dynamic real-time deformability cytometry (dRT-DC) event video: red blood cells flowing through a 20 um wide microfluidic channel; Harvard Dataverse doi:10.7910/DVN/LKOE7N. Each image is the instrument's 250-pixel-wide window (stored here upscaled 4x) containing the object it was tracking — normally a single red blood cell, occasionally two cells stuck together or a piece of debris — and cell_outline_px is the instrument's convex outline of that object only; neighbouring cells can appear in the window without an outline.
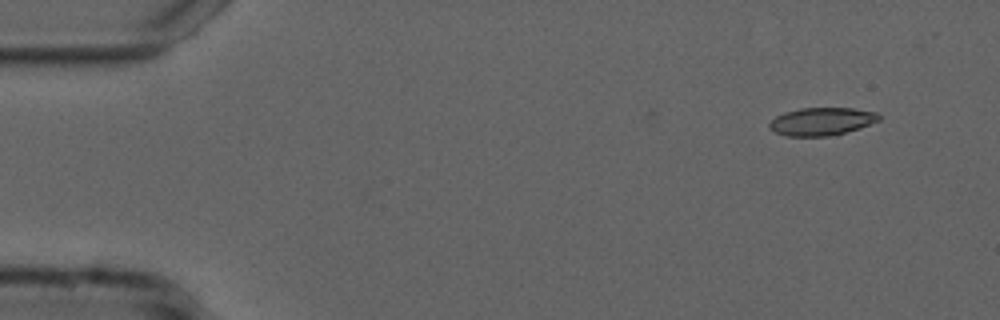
{"species": "common noctule bat (a hibernating species)", "species_latin": "Nyctalus noctula", "temperature_condition": "cold", "stored_images_in_passage": 55, "camera_frame_rate_fps": 3000, "um_per_image_px": 0.085, "animal": {"sex": "male", "forearm_length_mm": 52.5}, "frame": {"image": 1, "passage_image": 4, "time_ms": 1.0, "image_size_px": [1000, 320], "cell_outline_px": [[880, 120], [860, 128], [836, 136], [784, 136], [776, 132], [768, 124], [776, 116], [784, 112], [800, 108], [852, 108], [876, 112], [880, 116]], "centroid_in_image_um": [69.87, 10.33], "position_along_channel_um": 15.1, "area_um2": 17.86}}
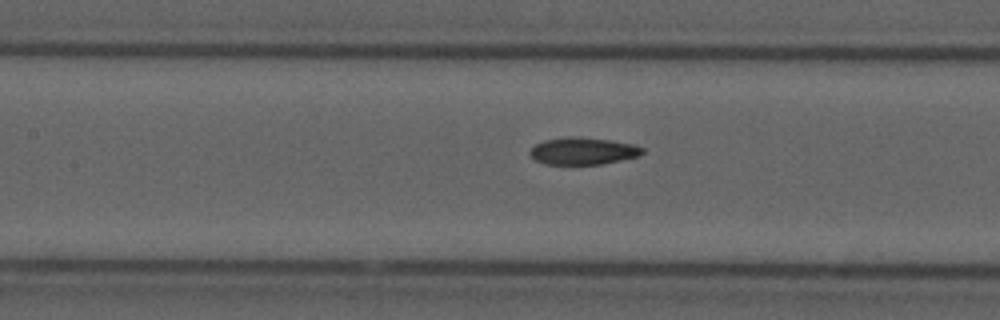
{"frame": {"image": 2, "passage_image": 24, "time_ms": 7.667, "image_size_px": [1000, 320], "cell_outline_px": [[644, 152], [640, 156], [600, 164], [544, 164], [536, 160], [528, 152], [536, 144], [544, 140], [568, 136], [580, 136], [608, 140], [632, 144], [644, 148]], "centroid_in_image_um": [49.55, 12.83], "position_along_channel_um": 157.8, "area_um2": 17.74}}
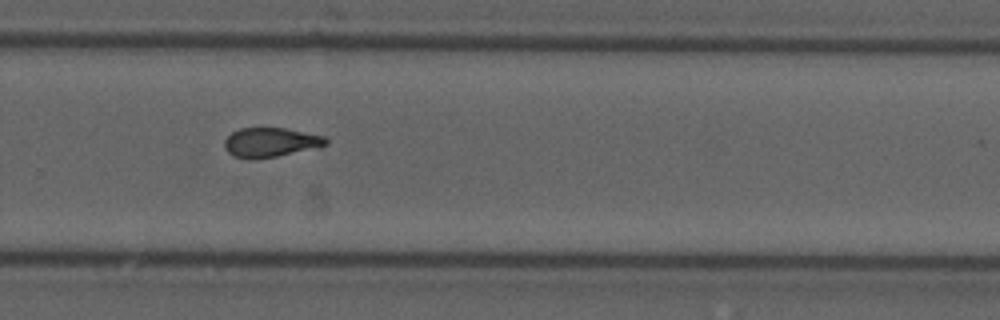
{"frame": {"image": 3, "passage_image": 36, "time_ms": 11.667, "image_size_px": [1000, 320], "cell_outline_px": [[328, 144], [320, 148], [276, 156], [252, 160], [248, 160], [232, 156], [224, 148], [224, 140], [232, 132], [240, 128], [284, 128], [324, 136], [328, 140]], "centroid_in_image_um": [22.99, 12.12], "position_along_channel_um": 306.8, "area_um2": 17.63}}